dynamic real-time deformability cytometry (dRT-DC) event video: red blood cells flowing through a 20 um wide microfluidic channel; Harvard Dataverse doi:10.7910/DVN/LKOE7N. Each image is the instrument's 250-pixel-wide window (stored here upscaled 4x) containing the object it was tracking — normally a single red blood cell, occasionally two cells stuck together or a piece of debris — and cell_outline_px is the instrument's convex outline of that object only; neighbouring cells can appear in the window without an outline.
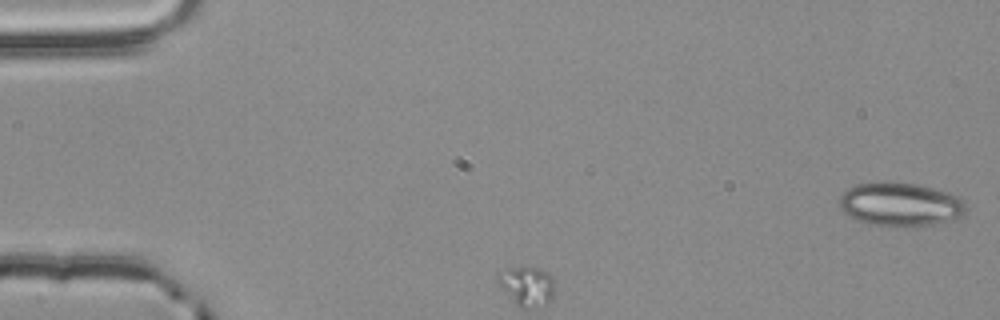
{"species": "common noctule bat (a hibernating species)", "species_latin": "Nyctalus noctula", "temperature_condition": "room temperature", "stored_images_in_passage": 37, "camera_frame_rate_fps": 3000, "um_per_image_px": 0.085, "animal": {"sex": "male", "body_mass_g": 20.4}, "frame": {"image": 1, "passage_image": 1, "time_ms": 0.0, "image_size_px": [1000, 320], "cell_outline_px": [[968, 208], [964, 216], [932, 224], [896, 228], [880, 228], [860, 220], [844, 212], [840, 208], [840, 196], [848, 188], [856, 184], [884, 180], [888, 180], [916, 184], [948, 192], [956, 196]], "centroid_in_image_um": [76.5, 17.37], "position_along_channel_um": 8.5, "area_um2": 32.66}}